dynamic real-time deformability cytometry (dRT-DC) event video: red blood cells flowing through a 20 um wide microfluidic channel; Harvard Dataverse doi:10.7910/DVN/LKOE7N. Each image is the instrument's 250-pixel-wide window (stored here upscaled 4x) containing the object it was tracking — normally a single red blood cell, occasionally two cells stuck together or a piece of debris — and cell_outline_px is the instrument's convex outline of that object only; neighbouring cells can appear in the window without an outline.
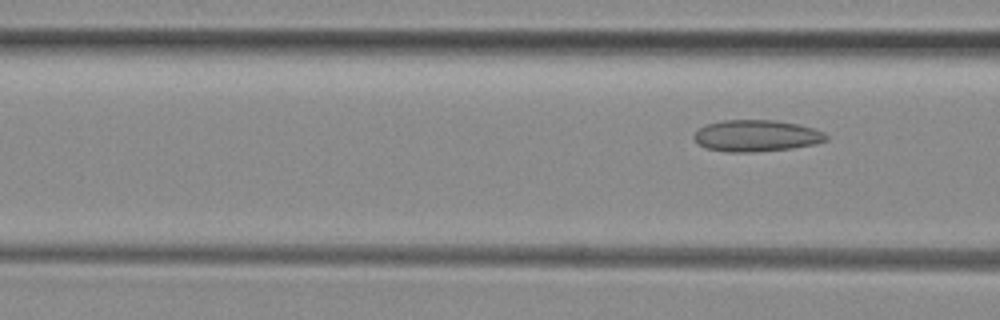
{"species": "common noctule bat (a hibernating species)", "species_latin": "Nyctalus noctula", "temperature_condition": "room temperature", "stored_images_in_passage": 7, "segment_of_instrument_passage": [2, 2], "camera_frame_rate_fps": 3000, "um_per_image_px": 0.085, "animal": {"sex": "female", "body_mass_g": 29.2, "forearm_length_mm": 56.3}, "frame": {"image": 1, "passage_image": 7, "time_ms": 2.0, "image_size_px": [1000, 320], "cell_outline_px": [[828, 140], [816, 144], [792, 148], [752, 152], [728, 152], [708, 148], [700, 144], [692, 136], [704, 124], [724, 120], [776, 120], [796, 124], [812, 128], [824, 132], [828, 136]], "centroid_in_image_um": [64.31, 11.53], "position_along_channel_um": 102.3, "area_um2": 24.22}}